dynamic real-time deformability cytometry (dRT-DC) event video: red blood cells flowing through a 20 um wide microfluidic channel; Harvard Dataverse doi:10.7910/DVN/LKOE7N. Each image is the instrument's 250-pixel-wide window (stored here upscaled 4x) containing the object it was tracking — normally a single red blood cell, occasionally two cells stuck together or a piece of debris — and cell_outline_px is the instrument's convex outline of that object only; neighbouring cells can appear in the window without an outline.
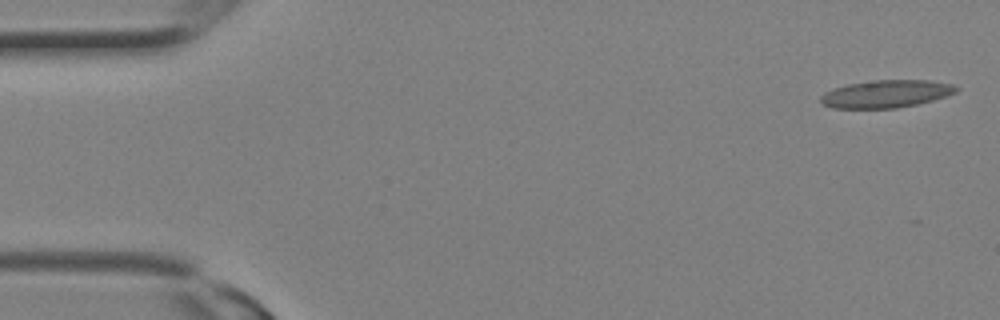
{"species": "Egyptian fruit bat (a non-hibernating species)", "species_latin": "Rousettus aegyptiacus", "temperature_condition": "room temperature", "stored_images_in_passage": 14, "camera_frame_rate_fps": 3000, "um_per_image_px": 0.085, "animal": {"sex": "female"}, "frame": {"image": 1, "passage_image": 1, "time_ms": 0.0, "image_size_px": [1000, 320], "cell_outline_px": [[960, 88], [956, 92], [932, 100], [916, 104], [896, 108], [832, 108], [820, 104], [820, 96], [824, 92], [832, 88], [848, 84], [876, 80], [928, 80], [952, 84]], "centroid_in_image_um": [75.27, 7.98], "position_along_channel_um": 9.7, "area_um2": 21.79}}
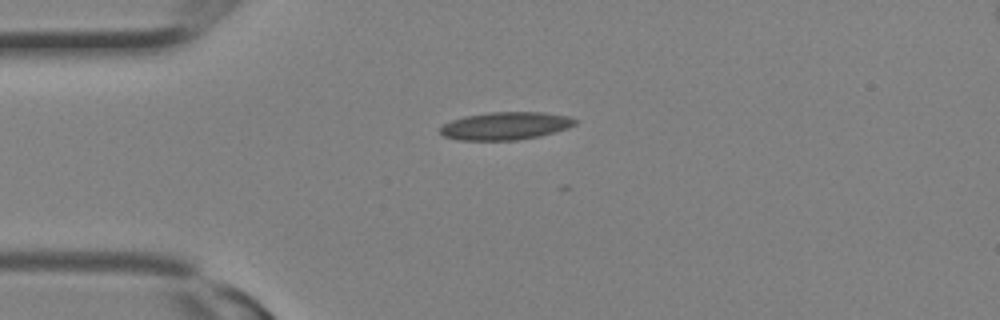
{"frame": {"image": 2, "passage_image": 7, "time_ms": 2.0, "image_size_px": [1000, 320], "cell_outline_px": [[576, 124], [568, 128], [540, 136], [516, 140], [460, 140], [444, 136], [440, 132], [440, 128], [444, 124], [452, 120], [464, 116], [488, 112], [544, 112], [568, 116], [576, 120]], "centroid_in_image_um": [42.97, 10.69], "position_along_channel_um": 42.0, "area_um2": 21.79}}
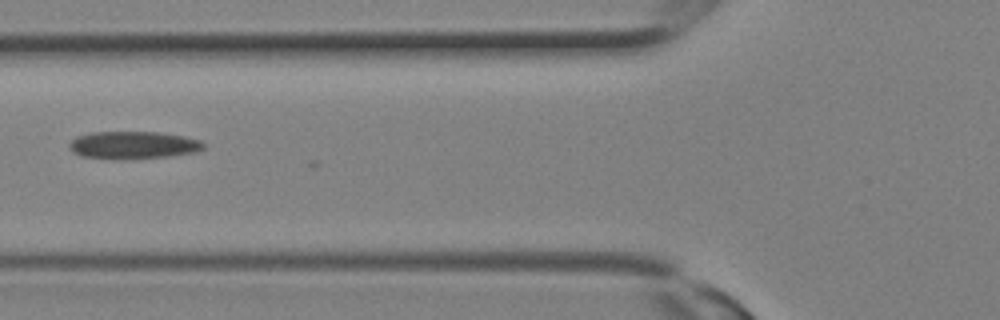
{"frame": {"image": 3, "passage_image": 11, "time_ms": 3.333, "image_size_px": [1000, 320], "cell_outline_px": [[204, 148], [200, 152], [168, 156], [132, 160], [112, 160], [80, 156], [72, 152], [68, 148], [68, 144], [76, 136], [92, 132], [160, 132], [184, 136], [200, 140], [204, 144]], "centroid_in_image_um": [11.3, 12.35], "position_along_channel_um": 114.5, "area_um2": 22.2}}